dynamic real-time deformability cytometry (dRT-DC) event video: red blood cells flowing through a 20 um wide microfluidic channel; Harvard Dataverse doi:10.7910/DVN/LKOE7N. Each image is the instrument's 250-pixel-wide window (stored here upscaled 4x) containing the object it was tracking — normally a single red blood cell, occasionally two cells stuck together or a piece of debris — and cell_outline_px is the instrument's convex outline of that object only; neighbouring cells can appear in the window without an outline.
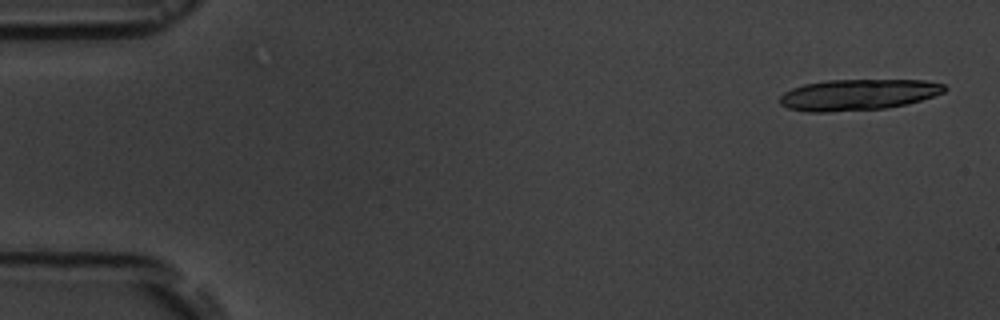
{"species": "common noctule bat (a hibernating species)", "species_latin": "Nyctalus noctula", "temperature_condition": "room temperature", "stored_images_in_passage": 6, "camera_frame_rate_fps": 3000, "um_per_image_px": 0.085, "animal": {"sex": "male", "body_mass_g": 19.5, "forearm_length_mm": 54.6}, "frame": {"image": 1, "passage_image": 1, "time_ms": 0.0, "image_size_px": [1000, 320], "cell_outline_px": [[948, 88], [944, 92], [908, 104], [884, 108], [828, 112], [804, 112], [788, 108], [780, 104], [780, 96], [784, 92], [792, 88], [804, 84], [828, 80], [924, 80], [944, 84]], "centroid_in_image_um": [72.91, 8.05], "position_along_channel_um": 12.1, "area_um2": 29.82}}
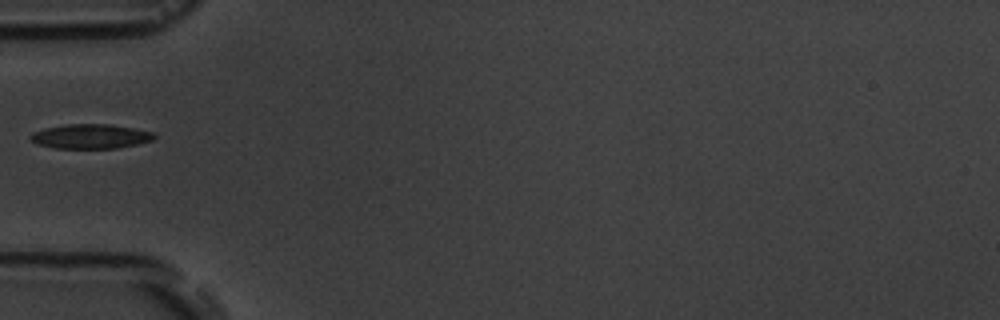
{"frame": {"image": 2, "passage_image": 5, "time_ms": 5.667, "image_size_px": [1000, 320], "cell_outline_px": [[156, 136], [152, 140], [136, 144], [116, 148], [56, 148], [36, 144], [28, 136], [32, 132], [44, 128], [64, 124], [108, 124], [156, 132]], "centroid_in_image_um": [7.67, 11.58], "position_along_channel_um": 77.3, "area_um2": 17.69}}
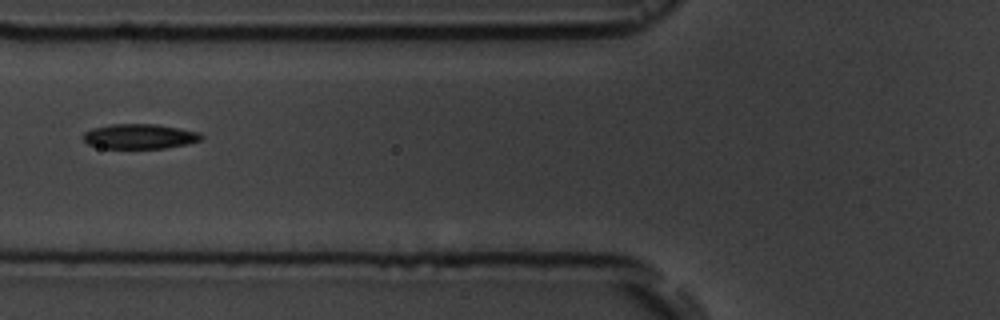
{"frame": {"image": 3, "passage_image": 6, "time_ms": 6.667, "image_size_px": [1000, 320], "cell_outline_px": [[204, 136], [200, 140], [188, 144], [164, 148], [100, 148], [88, 144], [80, 136], [84, 132], [92, 128], [112, 124], [156, 124], [200, 132]], "centroid_in_image_um": [11.84, 11.59], "position_along_channel_um": 114.0, "area_um2": 17.22}}